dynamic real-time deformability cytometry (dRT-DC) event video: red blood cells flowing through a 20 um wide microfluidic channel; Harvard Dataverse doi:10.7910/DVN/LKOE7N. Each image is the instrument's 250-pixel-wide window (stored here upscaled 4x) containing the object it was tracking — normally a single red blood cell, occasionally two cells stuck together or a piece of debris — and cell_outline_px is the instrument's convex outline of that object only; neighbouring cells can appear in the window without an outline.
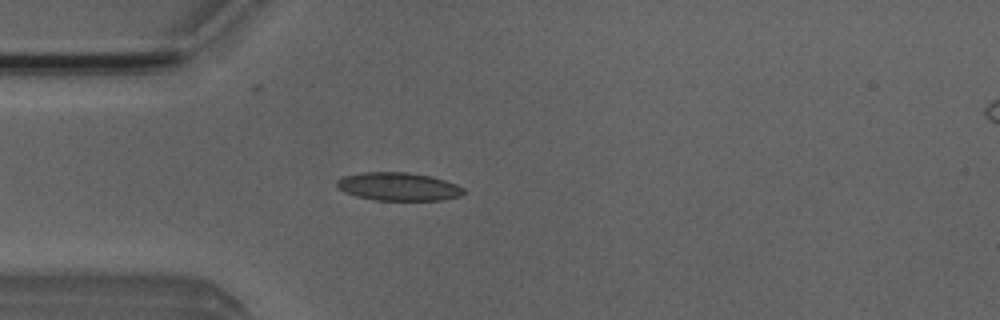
{"species": "Egyptian fruit bat (a non-hibernating species)", "species_latin": "Rousettus aegyptiacus", "temperature_condition": "room temperature", "stored_images_in_passage": 3, "camera_frame_rate_fps": 3000, "um_per_image_px": 0.085, "animal": {"sex": "male"}, "frame": {"image": 1, "passage_image": 3, "time_ms": 2.333, "image_size_px": [1000, 320], "cell_outline_px": [[468, 192], [460, 196], [440, 200], [376, 200], [356, 196], [344, 192], [336, 188], [336, 180], [344, 176], [364, 172], [408, 172], [432, 176], [456, 184], [464, 188]], "centroid_in_image_um": [33.87, 15.86], "position_along_channel_um": 51.1, "area_um2": 20.98}}